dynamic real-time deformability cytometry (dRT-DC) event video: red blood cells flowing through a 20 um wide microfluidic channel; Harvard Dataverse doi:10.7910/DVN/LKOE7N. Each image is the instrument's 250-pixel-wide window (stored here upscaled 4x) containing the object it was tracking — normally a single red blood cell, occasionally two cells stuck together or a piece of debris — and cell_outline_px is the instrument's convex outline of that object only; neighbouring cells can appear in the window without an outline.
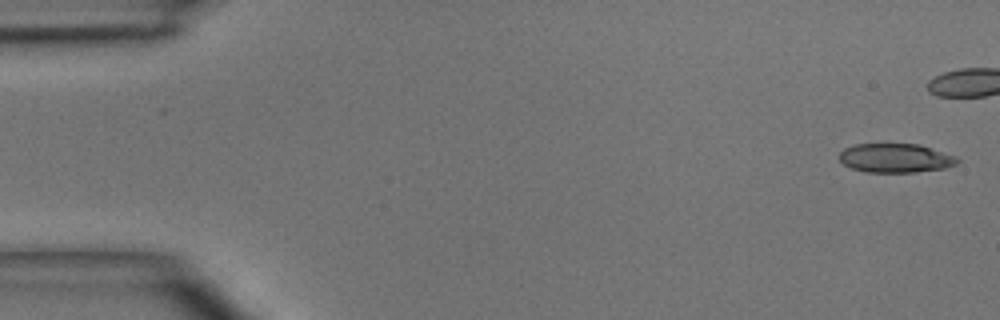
{"species": "common noctule bat (a hibernating species)", "species_latin": "Nyctalus noctula", "temperature_condition": "room temperature", "stored_images_in_passage": 3, "camera_frame_rate_fps": 3000, "um_per_image_px": 0.085, "animal": {"sex": "male", "body_mass_g": 15.6}, "frame": {"image": 1, "passage_image": 1, "time_ms": 0.0, "image_size_px": [1000, 320], "cell_outline_px": [[960, 160], [956, 164], [944, 168], [916, 172], [864, 172], [852, 168], [844, 164], [840, 160], [840, 152], [844, 148], [856, 144], [920, 144], [956, 156]], "centroid_in_image_um": [76.13, 13.43], "position_along_channel_um": 8.9, "area_um2": 19.94}}